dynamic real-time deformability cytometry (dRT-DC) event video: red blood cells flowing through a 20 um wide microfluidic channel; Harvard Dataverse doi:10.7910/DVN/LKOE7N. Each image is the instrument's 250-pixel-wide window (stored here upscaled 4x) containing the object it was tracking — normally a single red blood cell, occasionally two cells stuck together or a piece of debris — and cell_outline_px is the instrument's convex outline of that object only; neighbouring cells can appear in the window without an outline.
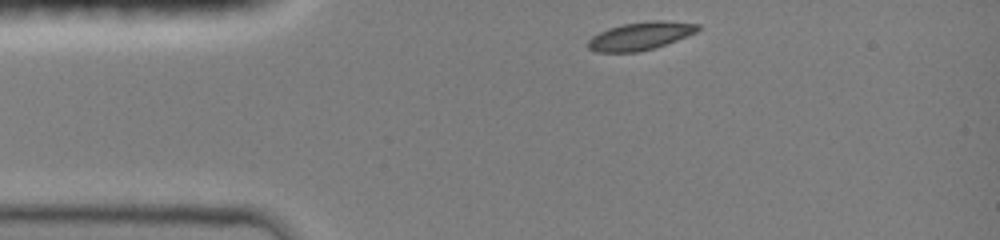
{"species": "common noctule bat (a hibernating species)", "species_latin": "Nyctalus noctula", "temperature_condition": "room temperature", "stored_images_in_passage": 34, "camera_frame_rate_fps": 3000, "um_per_image_px": 0.085, "animal": {"sex": "female", "body_mass_g": 19.0, "forearm_length_mm": 51.5}, "frame": {"image": 1, "passage_image": 1, "time_ms": 0.0, "image_size_px": [1000, 240], "cell_outline_px": [[700, 28], [696, 32], [676, 40], [652, 48], [636, 52], [596, 52], [588, 48], [588, 40], [592, 36], [608, 28], [624, 24], [648, 20], [664, 20], [700, 24]], "centroid_in_image_um": [54.42, 3.04], "position_along_channel_um": 30.6, "area_um2": 17.74}}
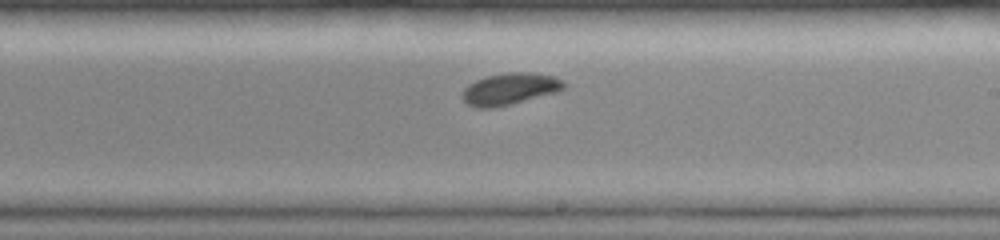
{"frame": {"image": 2, "passage_image": 20, "time_ms": 6.333, "image_size_px": [1000, 240], "cell_outline_px": [[568, 88], [556, 92], [512, 104], [492, 108], [476, 108], [468, 104], [460, 96], [460, 92], [468, 84], [484, 76], [508, 72], [528, 72], [556, 76], [568, 84]], "centroid_in_image_um": [43.34, 7.55], "position_along_channel_um": 245.7, "area_um2": 19.19}}
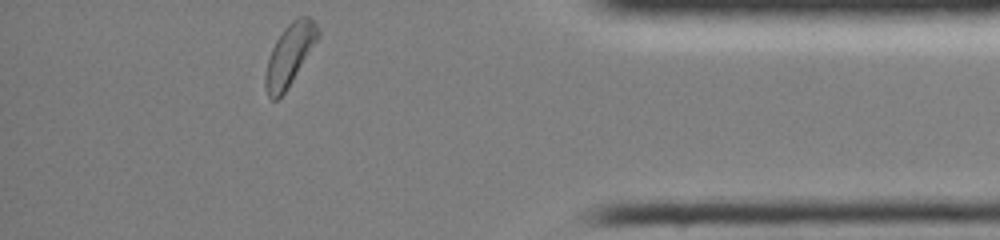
{"frame": {"image": 3, "passage_image": 34, "time_ms": 11.0, "image_size_px": [1000, 240], "cell_outline_px": [[320, 32], [316, 40], [292, 80], [284, 92], [276, 100], [272, 100], [268, 96], [264, 84], [264, 76], [268, 56], [276, 40], [284, 28], [292, 20], [300, 16], [308, 16], [320, 28]], "centroid_in_image_um": [24.57, 4.64], "position_along_channel_um": 410.6, "area_um2": 18.38}, "authors_computed_cell_mechanics": {"area_um2": 18.2648, "velocity_mm_per_s": 4.0026, "shape_relaxation_time_tau1_ms": 1.8701, "shape_relaxation_time_tau2_ms": null, "deformation_change_tau1": 0.1036, "deformation_change_tau2": null}}